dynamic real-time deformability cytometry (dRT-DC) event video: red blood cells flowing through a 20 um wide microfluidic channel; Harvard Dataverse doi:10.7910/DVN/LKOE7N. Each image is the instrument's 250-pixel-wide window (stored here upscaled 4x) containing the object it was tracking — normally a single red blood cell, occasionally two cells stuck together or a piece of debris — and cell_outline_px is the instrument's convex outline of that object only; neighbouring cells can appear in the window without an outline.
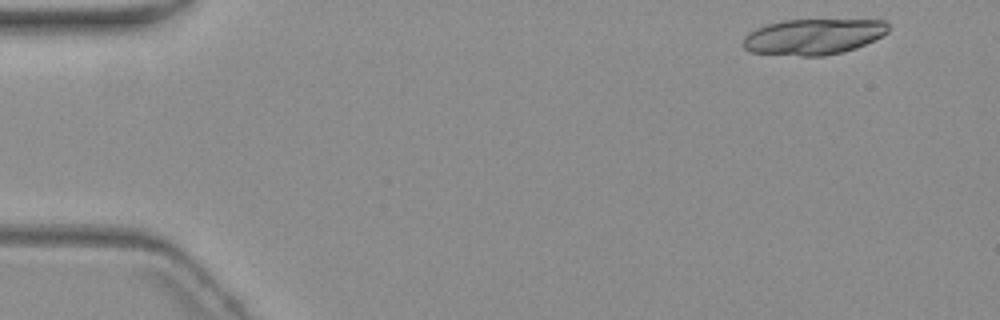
{"species": "common noctule bat (a hibernating species)", "species_latin": "Nyctalus noctula", "temperature_condition": "warm", "stored_images_in_passage": 4, "camera_frame_rate_fps": 3000, "um_per_image_px": 0.085, "animal": {"sex": "female", "body_mass_g": 19.3, "forearm_length_mm": 54.1}, "frame": {"image": 1, "passage_image": 1, "time_ms": 0.0, "image_size_px": [1000, 320], "cell_outline_px": [[888, 32], [856, 48], [824, 56], [800, 56], [748, 52], [744, 48], [744, 36], [756, 28], [764, 24], [784, 20], [884, 20], [888, 24]], "centroid_in_image_um": [69.09, 3.12], "position_along_channel_um": 15.9, "area_um2": 30.17}}